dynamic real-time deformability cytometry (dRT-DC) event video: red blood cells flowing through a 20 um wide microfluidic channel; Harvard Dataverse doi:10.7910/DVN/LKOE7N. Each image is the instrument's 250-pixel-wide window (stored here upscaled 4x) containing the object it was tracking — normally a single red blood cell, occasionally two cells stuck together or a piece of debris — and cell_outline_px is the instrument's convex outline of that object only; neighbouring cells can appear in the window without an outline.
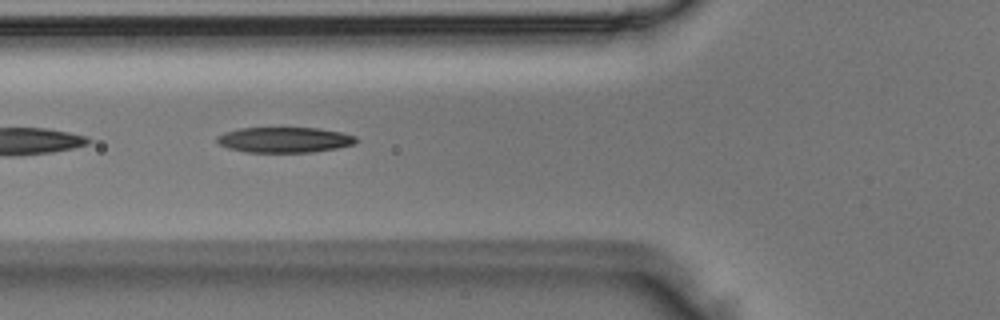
{"species": "Egyptian fruit bat (a non-hibernating species)", "species_latin": "Rousettus aegyptiacus", "temperature_condition": "room temperature", "stored_images_in_passage": 6, "camera_frame_rate_fps": 3000, "um_per_image_px": 0.085, "animal": {"sex": "male"}, "frame": {"image": 1, "passage_image": 3, "time_ms": 0.667, "image_size_px": [1000, 320], "cell_outline_px": [[360, 140], [352, 144], [336, 148], [308, 152], [244, 152], [228, 148], [220, 144], [216, 140], [216, 136], [224, 132], [240, 128], [320, 128], [340, 132], [356, 136]], "centroid_in_image_um": [24.16, 11.88], "position_along_channel_um": 101.6, "area_um2": 20.58}}
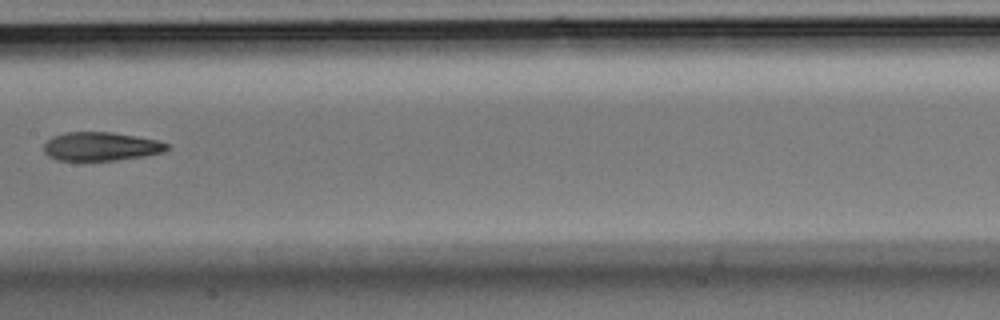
{"frame": {"image": 2, "passage_image": 5, "time_ms": 1.333, "image_size_px": [1000, 320], "cell_outline_px": [[168, 148], [164, 152], [144, 156], [116, 160], [56, 160], [48, 156], [44, 152], [44, 144], [52, 136], [68, 132], [112, 132], [136, 136], [156, 140], [168, 144]], "centroid_in_image_um": [8.56, 12.45], "position_along_channel_um": 198.8, "area_um2": 20.46}}
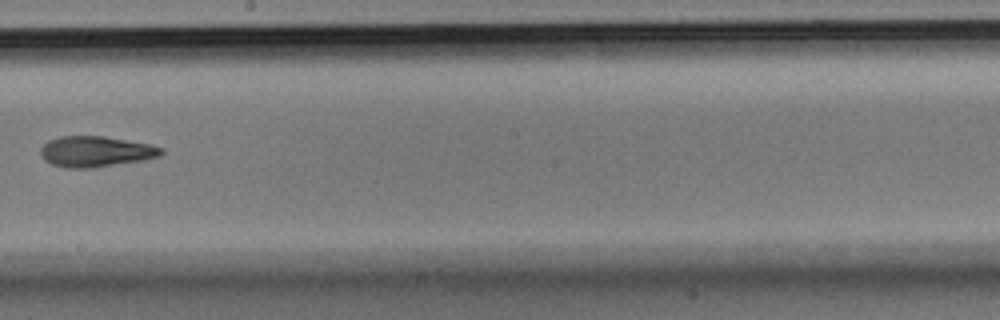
{"frame": {"image": 3, "passage_image": 6, "time_ms": 1.667, "image_size_px": [1000, 320], "cell_outline_px": [[164, 152], [160, 156], [144, 160], [92, 168], [68, 168], [52, 164], [44, 160], [40, 152], [40, 148], [48, 140], [60, 136], [104, 136], [148, 144], [164, 148]], "centroid_in_image_um": [8.13, 12.88], "position_along_channel_um": 240.1, "area_um2": 21.62}}